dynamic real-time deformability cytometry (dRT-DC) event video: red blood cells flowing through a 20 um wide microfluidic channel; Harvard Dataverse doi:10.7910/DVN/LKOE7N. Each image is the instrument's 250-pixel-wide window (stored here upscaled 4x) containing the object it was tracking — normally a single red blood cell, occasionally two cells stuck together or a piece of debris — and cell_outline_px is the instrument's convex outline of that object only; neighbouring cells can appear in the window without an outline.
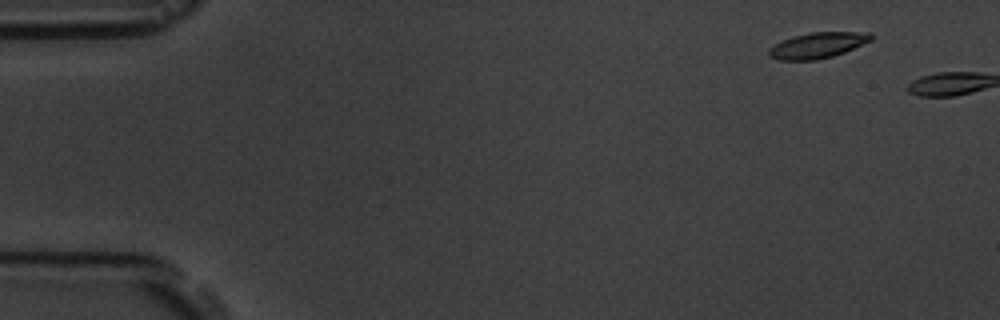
{"species": "common noctule bat (a hibernating species)", "species_latin": "Nyctalus noctula", "temperature_condition": "room temperature", "stored_images_in_passage": 2, "camera_frame_rate_fps": 3000, "um_per_image_px": 0.085, "animal": {"sex": "male", "body_mass_g": 19.5, "forearm_length_mm": 54.6}, "frame": {"image": 1, "passage_image": 1, "time_ms": 0.0, "image_size_px": [1000, 320], "cell_outline_px": [[876, 36], [872, 40], [844, 52], [832, 56], [816, 60], [780, 60], [768, 56], [768, 48], [784, 40], [796, 36], [812, 32], [872, 32]], "centroid_in_image_um": [69.55, 3.85], "position_along_channel_um": 15.5, "area_um2": 15.26}}